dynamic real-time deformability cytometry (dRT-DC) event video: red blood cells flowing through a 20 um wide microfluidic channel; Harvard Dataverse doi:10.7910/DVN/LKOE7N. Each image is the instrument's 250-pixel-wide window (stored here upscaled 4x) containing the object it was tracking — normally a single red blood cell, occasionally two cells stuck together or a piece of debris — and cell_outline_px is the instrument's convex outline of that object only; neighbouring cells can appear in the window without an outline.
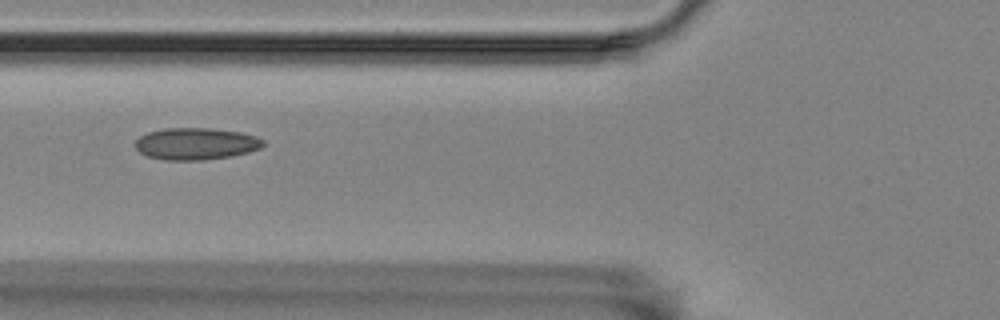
{"species": "Egyptian fruit bat (a non-hibernating species)", "species_latin": "Rousettus aegyptiacus", "temperature_condition": "room temperature", "stored_images_in_passage": 35, "camera_frame_rate_fps": 3000, "um_per_image_px": 0.085, "animal": {"sex": "female"}, "frame": {"image": 1, "passage_image": 6, "time_ms": 1.667, "image_size_px": [1000, 320], "cell_outline_px": [[264, 144], [260, 148], [248, 152], [232, 156], [204, 160], [164, 160], [148, 156], [140, 152], [136, 148], [136, 140], [140, 136], [148, 132], [164, 128], [212, 128], [240, 132], [256, 136], [264, 140]], "centroid_in_image_um": [16.66, 12.22], "position_along_channel_um": 109.1, "area_um2": 23.81}}
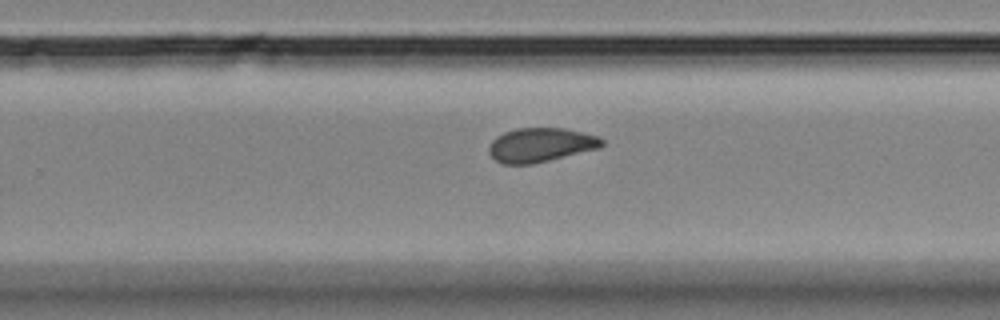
{"frame": {"image": 2, "passage_image": 21, "time_ms": 6.667, "image_size_px": [1000, 320], "cell_outline_px": [[604, 144], [600, 148], [532, 164], [500, 164], [488, 152], [488, 148], [492, 140], [496, 136], [504, 132], [516, 128], [564, 128], [600, 136], [604, 140]], "centroid_in_image_um": [45.96, 12.31], "position_along_channel_um": 283.8, "area_um2": 22.6}}
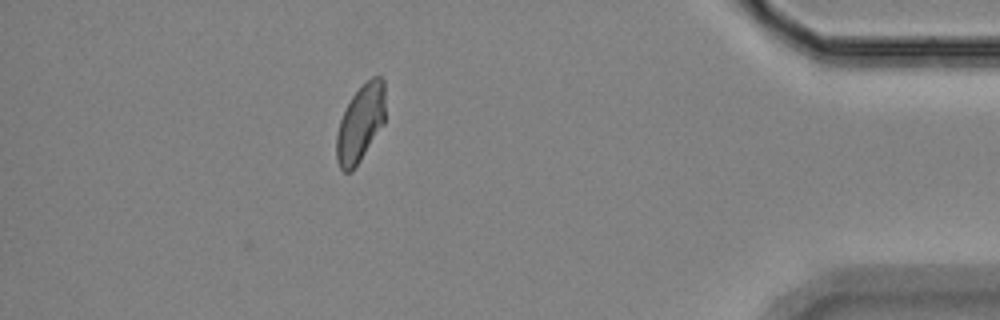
{"frame": {"image": 3, "passage_image": 35, "time_ms": 11.333, "image_size_px": [1000, 320], "cell_outline_px": [[384, 124], [352, 172], [344, 172], [340, 168], [336, 160], [336, 136], [340, 120], [352, 96], [372, 76], [380, 76], [384, 80]], "centroid_in_image_um": [30.63, 10.51], "position_along_channel_um": 404.6, "area_um2": 21.68}, "authors_computed_cell_mechanics": {"area_um2": 22.6576, "velocity_mm_per_s": 3.484, "shape_relaxation_time_tau1_ms": null, "shape_relaxation_time_tau2_ms": 1.8814, "deformation_change_tau1": null, "deformation_change_tau2": 0.0675}}